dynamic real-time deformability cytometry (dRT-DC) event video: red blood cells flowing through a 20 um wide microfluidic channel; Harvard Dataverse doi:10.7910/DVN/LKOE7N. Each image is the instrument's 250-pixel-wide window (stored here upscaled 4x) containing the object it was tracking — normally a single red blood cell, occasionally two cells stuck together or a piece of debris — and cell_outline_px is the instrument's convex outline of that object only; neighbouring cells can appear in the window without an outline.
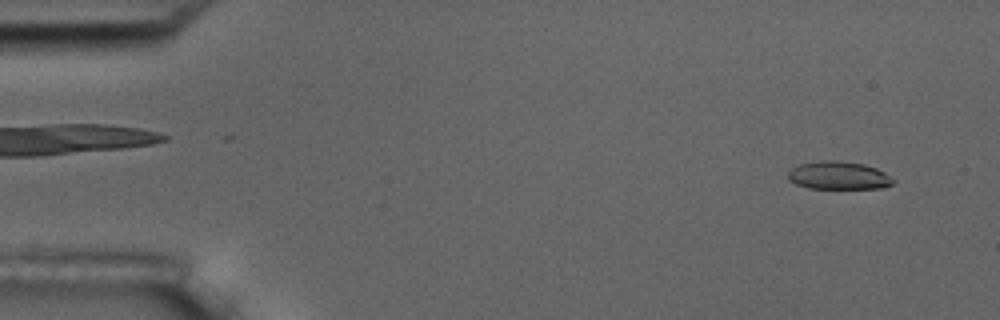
{"species": "common noctule bat (a hibernating species)", "species_latin": "Nyctalus noctula", "temperature_condition": "room temperature", "stored_images_in_passage": 56, "camera_frame_rate_fps": 3000, "um_per_image_px": 0.085, "animal": {"sex": "male", "body_mass_g": 17.5, "forearm_length_mm": 52.3}, "frame": {"image": 1, "passage_image": 3, "time_ms": 0.667, "image_size_px": [1000, 320], "cell_outline_px": [[896, 180], [892, 184], [884, 188], [808, 188], [796, 184], [788, 180], [788, 172], [792, 168], [800, 164], [820, 160], [836, 160], [864, 164], [876, 168], [884, 172]], "centroid_in_image_um": [71.28, 14.91], "position_along_channel_um": 13.7, "area_um2": 17.22}}
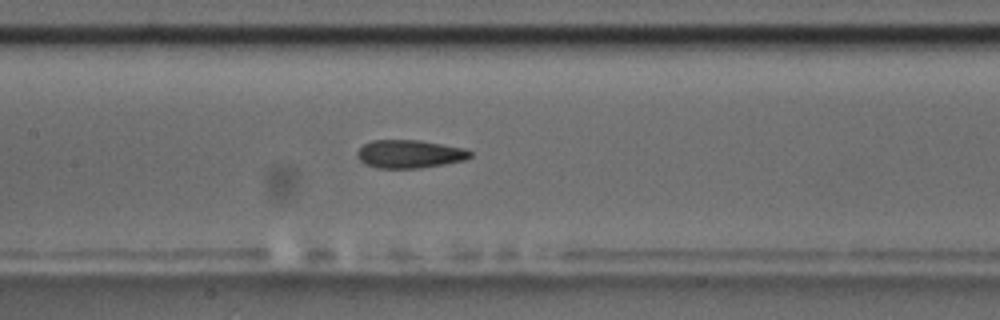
{"frame": {"image": 2, "passage_image": 26, "time_ms": 8.333, "image_size_px": [1000, 320], "cell_outline_px": [[472, 156], [464, 160], [444, 164], [420, 168], [376, 168], [364, 164], [356, 156], [356, 152], [364, 144], [372, 140], [420, 140], [464, 148], [472, 152]], "centroid_in_image_um": [34.79, 13.09], "position_along_channel_um": 172.6, "area_um2": 18.61}}
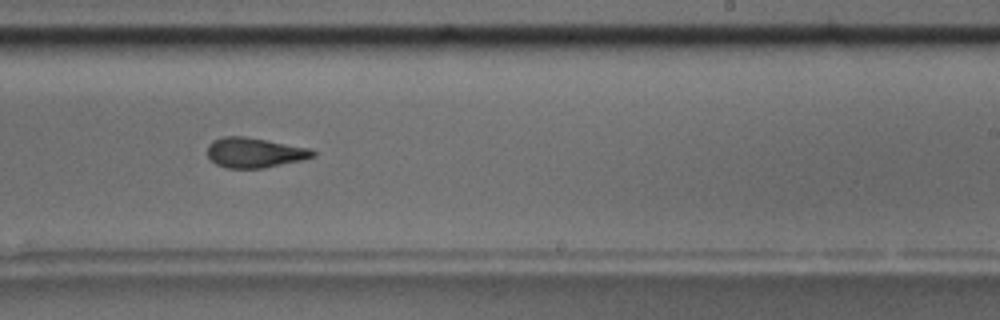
{"frame": {"image": 3, "passage_image": 34, "time_ms": 11.0, "image_size_px": [1000, 320], "cell_outline_px": [[316, 156], [304, 160], [264, 168], [228, 168], [216, 164], [208, 156], [208, 144], [212, 140], [224, 136], [244, 136], [268, 140], [312, 148], [316, 152]], "centroid_in_image_um": [21.69, 12.97], "position_along_channel_um": 267.3, "area_um2": 18.67}, "authors_computed_cell_mechanics": {"area_um2": 18.6983, "velocity_mm_per_s": 3.5653, "shape_relaxation_time_tau1_ms": 5.8521, "shape_relaxation_time_tau2_ms": 2.6661, "deformation_change_tau1": 0.1775, "deformation_change_tau2": 0.0999}}